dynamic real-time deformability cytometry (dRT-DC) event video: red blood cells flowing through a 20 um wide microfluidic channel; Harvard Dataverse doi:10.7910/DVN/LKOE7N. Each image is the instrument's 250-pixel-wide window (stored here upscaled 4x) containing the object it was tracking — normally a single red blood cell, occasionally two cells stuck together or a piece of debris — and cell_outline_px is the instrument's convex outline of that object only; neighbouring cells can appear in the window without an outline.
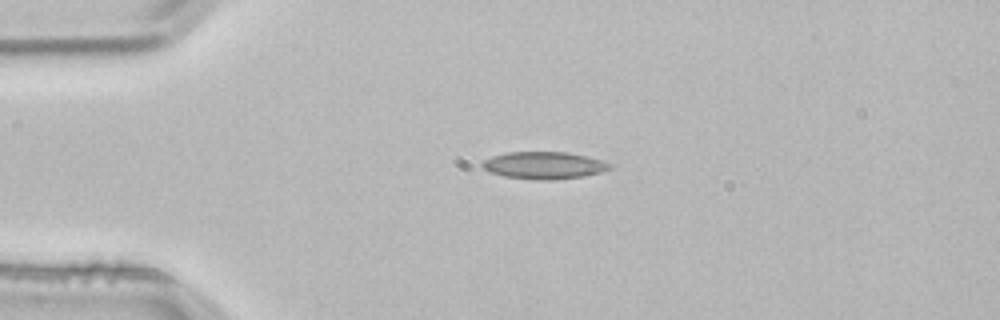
{"species": "common noctule bat (a hibernating species)", "species_latin": "Nyctalus noctula", "temperature_condition": "room temperature", "stored_images_in_passage": 2, "camera_frame_rate_fps": 3000, "um_per_image_px": 0.085, "animal": {"sex": "male", "body_mass_g": 21.5, "forearm_length_mm": 52.0}, "frame": {"image": 1, "passage_image": 1, "time_ms": 0.0, "image_size_px": [1000, 320], "cell_outline_px": [[616, 164], [612, 168], [600, 172], [584, 176], [552, 180], [536, 180], [504, 176], [488, 172], [480, 164], [484, 160], [492, 156], [508, 152], [568, 152], [604, 160]], "centroid_in_image_um": [46.28, 14.05], "position_along_channel_um": 38.7, "area_um2": 20.46}}
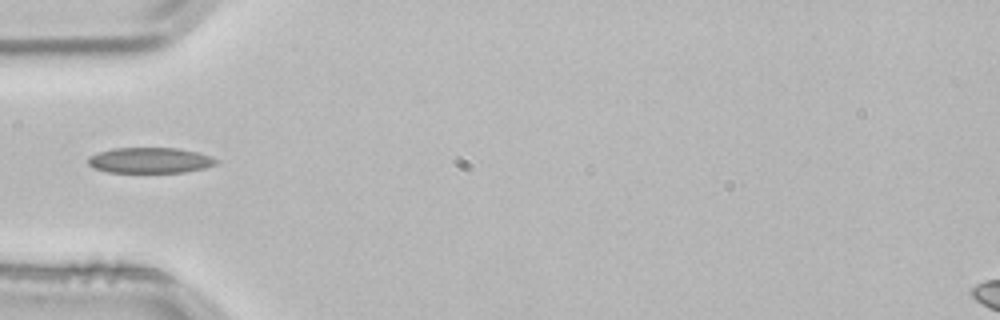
{"frame": {"image": 2, "passage_image": 2, "time_ms": 0.333, "image_size_px": [1000, 320], "cell_outline_px": [[220, 160], [216, 164], [204, 168], [184, 172], [108, 172], [92, 168], [88, 164], [88, 156], [112, 148], [180, 148], [212, 156]], "centroid_in_image_um": [12.75, 13.62], "position_along_channel_um": 72.2, "area_um2": 19.19}}